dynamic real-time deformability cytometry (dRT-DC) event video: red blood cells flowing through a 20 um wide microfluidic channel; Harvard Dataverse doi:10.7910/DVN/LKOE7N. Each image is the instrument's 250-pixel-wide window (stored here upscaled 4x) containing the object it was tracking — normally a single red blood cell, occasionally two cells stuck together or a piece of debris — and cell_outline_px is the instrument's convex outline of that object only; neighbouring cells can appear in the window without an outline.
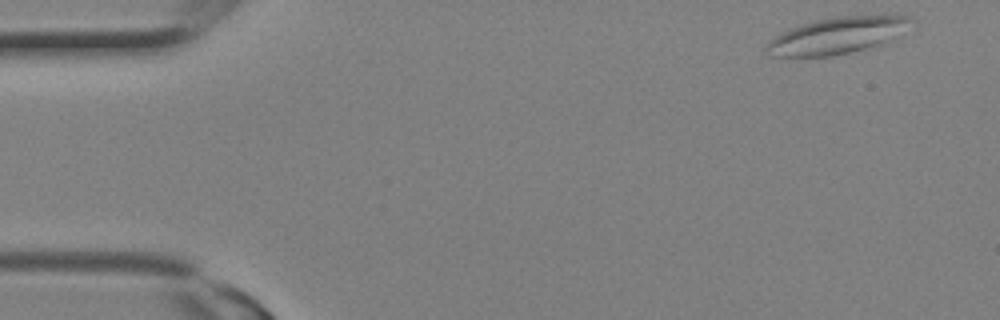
{"species": "Egyptian fruit bat (a non-hibernating species)", "species_latin": "Rousettus aegyptiacus", "temperature_condition": "room temperature", "stored_images_in_passage": 13, "camera_frame_rate_fps": 3000, "um_per_image_px": 0.085, "animal": {"sex": "female"}, "frame": {"image": 1, "passage_image": 1, "time_ms": 0.0, "image_size_px": [1000, 320], "cell_outline_px": [[916, 20], [892, 40], [884, 44], [832, 56], [772, 56], [764, 48], [776, 36], [792, 28], [816, 20], [832, 16], [884, 12], [904, 12], [912, 16]], "centroid_in_image_um": [71.39, 2.94], "position_along_channel_um": 13.6, "area_um2": 31.79}}
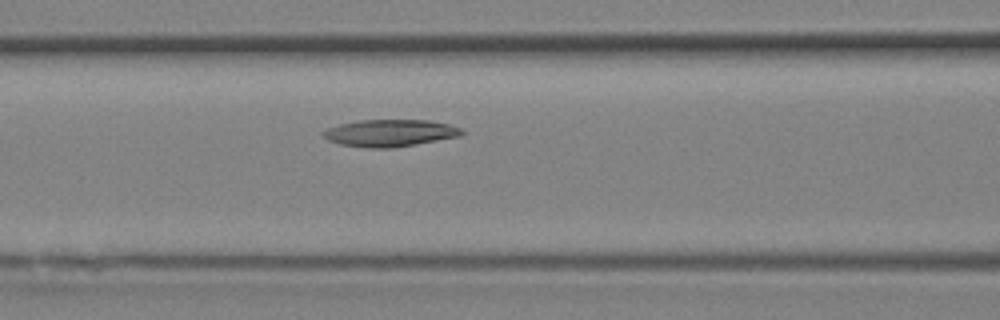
{"frame": {"image": 2, "passage_image": 11, "time_ms": 3.333, "image_size_px": [1000, 320], "cell_outline_px": [[464, 132], [460, 136], [416, 144], [388, 148], [372, 148], [340, 144], [328, 140], [320, 132], [328, 128], [340, 124], [360, 120], [428, 120], [448, 124], [460, 128]], "centroid_in_image_um": [33.13, 11.3], "position_along_channel_um": 133.5, "area_um2": 21.62}}
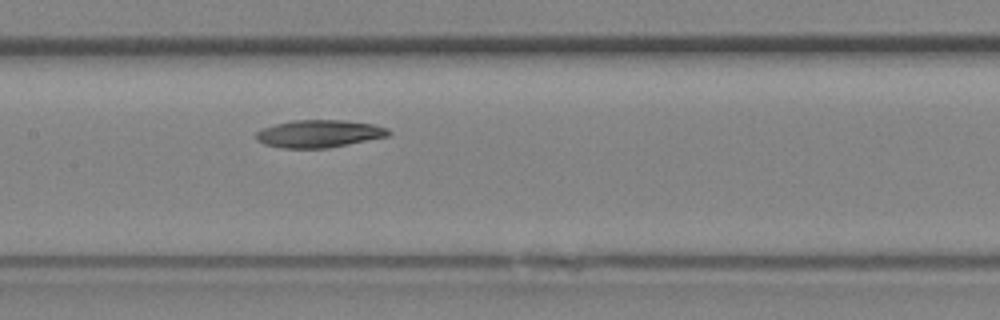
{"frame": {"image": 3, "passage_image": 13, "time_ms": 4.0, "image_size_px": [1000, 320], "cell_outline_px": [[392, 132], [388, 136], [328, 148], [280, 148], [264, 144], [256, 140], [256, 132], [264, 128], [276, 124], [292, 120], [344, 120], [372, 124], [388, 128]], "centroid_in_image_um": [27.12, 11.36], "position_along_channel_um": 180.3, "area_um2": 21.21}}